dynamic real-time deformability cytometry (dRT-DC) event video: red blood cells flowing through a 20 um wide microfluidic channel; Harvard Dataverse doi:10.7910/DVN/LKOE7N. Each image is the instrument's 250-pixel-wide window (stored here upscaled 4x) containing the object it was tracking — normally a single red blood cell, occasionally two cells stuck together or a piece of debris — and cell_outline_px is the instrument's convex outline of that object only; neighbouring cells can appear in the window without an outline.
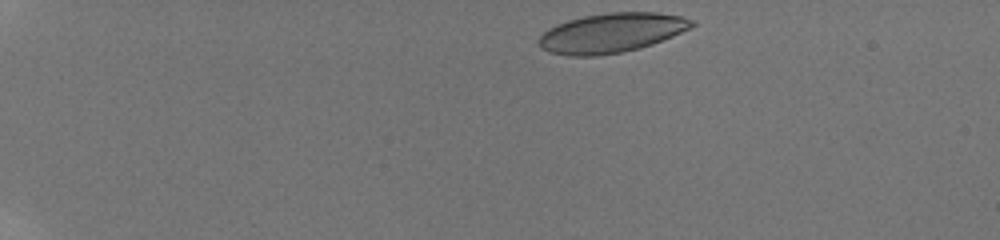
{"species": "human", "species_latin": "Homo sapiens", "temperature_condition": "room temperature", "stored_images_in_passage": 11, "camera_frame_rate_fps": 3000, "um_per_image_px": 0.085, "donor": {"sex": "male"}, "frame": {"image": 1, "passage_image": 1, "time_ms": 0.0, "image_size_px": [1000, 240], "cell_outline_px": [[696, 24], [672, 36], [652, 44], [620, 52], [596, 56], [568, 56], [552, 52], [540, 48], [536, 44], [540, 36], [548, 28], [556, 24], [568, 20], [584, 16], [608, 12], [656, 12], [680, 16], [696, 20]], "centroid_in_image_um": [51.94, 2.78], "position_along_channel_um": 33.1, "area_um2": 35.08}}
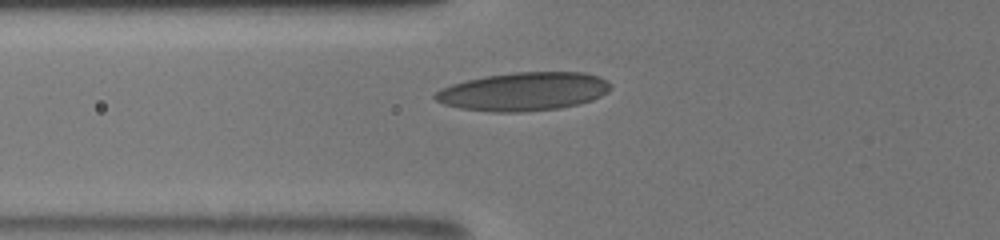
{"frame": {"image": 2, "passage_image": 10, "time_ms": 4.0, "image_size_px": [1000, 240], "cell_outline_px": [[612, 88], [608, 92], [592, 100], [580, 104], [560, 108], [520, 112], [492, 112], [460, 108], [444, 104], [436, 100], [432, 96], [440, 88], [452, 84], [484, 76], [516, 72], [580, 72], [600, 76], [608, 80], [612, 84]], "centroid_in_image_um": [44.54, 7.78], "position_along_channel_um": 81.3, "area_um2": 39.48}}